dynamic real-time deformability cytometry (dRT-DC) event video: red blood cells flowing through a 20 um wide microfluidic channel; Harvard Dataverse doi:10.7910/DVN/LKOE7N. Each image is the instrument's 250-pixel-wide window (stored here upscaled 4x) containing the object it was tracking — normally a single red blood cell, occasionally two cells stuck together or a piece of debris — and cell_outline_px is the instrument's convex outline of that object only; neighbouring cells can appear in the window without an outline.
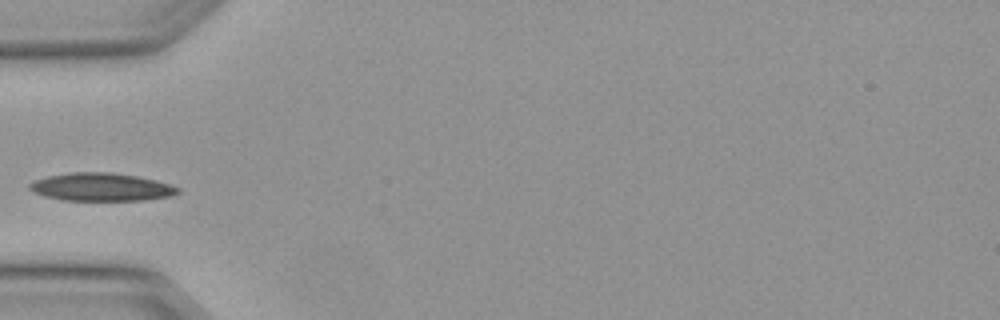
{"species": "Egyptian fruit bat (a non-hibernating species)", "species_latin": "Rousettus aegyptiacus", "temperature_condition": "warm", "stored_images_in_passage": 4, "camera_frame_rate_fps": 3000, "um_per_image_px": 0.085, "animal": {"sex": "female"}, "frame": {"image": 1, "passage_image": 3, "time_ms": 0.667, "image_size_px": [1000, 320], "cell_outline_px": [[180, 192], [172, 196], [144, 200], [64, 200], [44, 196], [32, 192], [28, 188], [28, 184], [36, 180], [48, 176], [68, 172], [112, 172], [136, 176], [156, 180], [180, 188]], "centroid_in_image_um": [8.59, 15.89], "position_along_channel_um": 76.4, "area_um2": 24.22}}
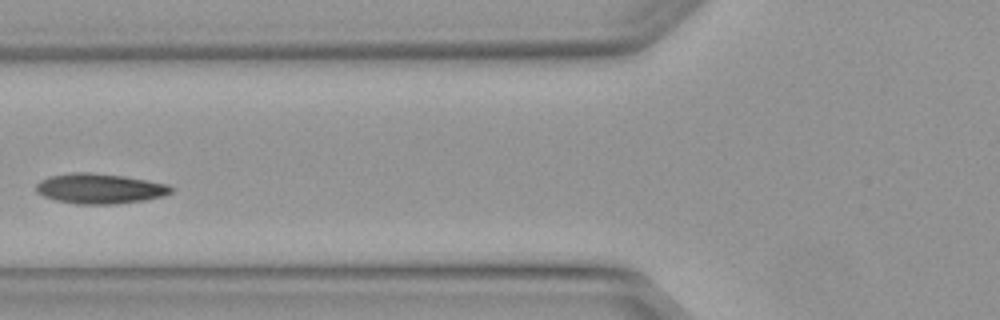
{"frame": {"image": 2, "passage_image": 4, "time_ms": 1.0, "image_size_px": [1000, 320], "cell_outline_px": [[172, 192], [164, 196], [144, 200], [116, 204], [76, 204], [56, 200], [44, 196], [36, 192], [36, 184], [40, 180], [52, 176], [72, 172], [88, 172], [124, 176], [148, 180], [168, 184], [172, 188]], "centroid_in_image_um": [8.49, 16.03], "position_along_channel_um": 117.3, "area_um2": 23.7}}